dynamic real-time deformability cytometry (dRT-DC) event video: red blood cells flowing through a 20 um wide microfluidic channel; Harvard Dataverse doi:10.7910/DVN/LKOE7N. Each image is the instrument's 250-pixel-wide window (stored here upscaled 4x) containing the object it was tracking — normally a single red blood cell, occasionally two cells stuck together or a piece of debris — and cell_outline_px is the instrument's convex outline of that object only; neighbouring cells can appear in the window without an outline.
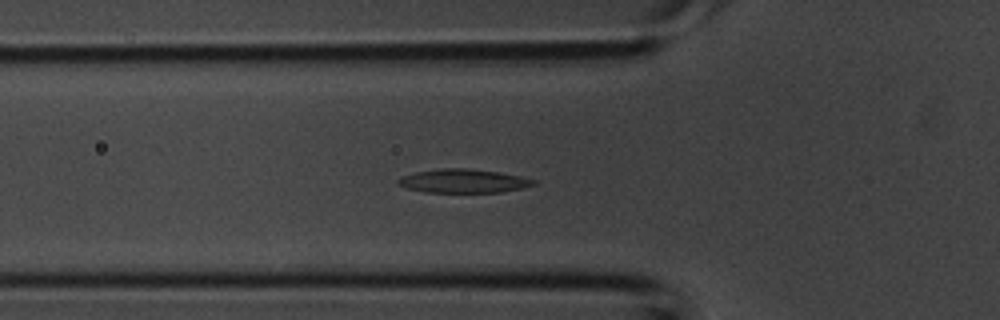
{"species": "common noctule bat (a hibernating species)", "species_latin": "Nyctalus noctula", "temperature_condition": "room temperature", "stored_images_in_passage": 36, "camera_frame_rate_fps": 3000, "um_per_image_px": 0.085, "animal": {"sex": "male", "body_mass_g": 20.1, "forearm_length_mm": 53.5}, "frame": {"image": 1, "passage_image": 10, "time_ms": 3.0, "image_size_px": [1000, 320], "cell_outline_px": [[536, 184], [524, 188], [500, 192], [424, 192], [408, 188], [400, 184], [396, 180], [400, 176], [416, 172], [440, 168], [468, 168], [500, 172], [520, 176], [536, 180]], "centroid_in_image_um": [39.41, 15.38], "position_along_channel_um": 86.4, "area_um2": 18.73}}
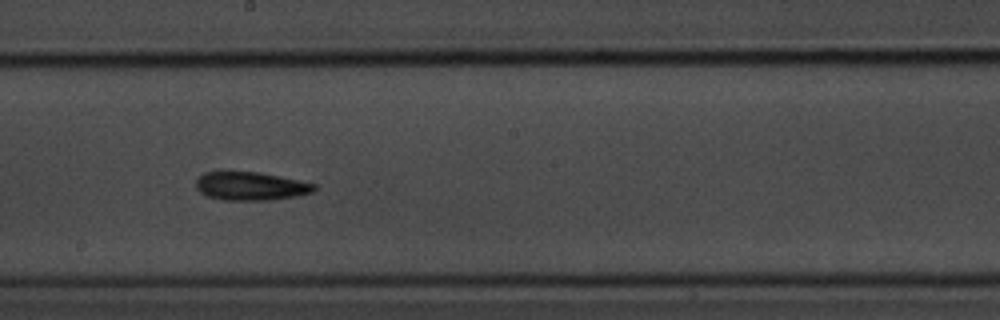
{"frame": {"image": 2, "passage_image": 18, "time_ms": 5.667, "image_size_px": [1000, 320], "cell_outline_px": [[316, 188], [312, 192], [296, 196], [272, 200], [224, 200], [208, 196], [200, 192], [196, 188], [196, 180], [204, 172], [228, 168], [260, 172], [300, 180], [316, 184]], "centroid_in_image_um": [21.26, 15.77], "position_along_channel_um": 226.9, "area_um2": 20.35}}
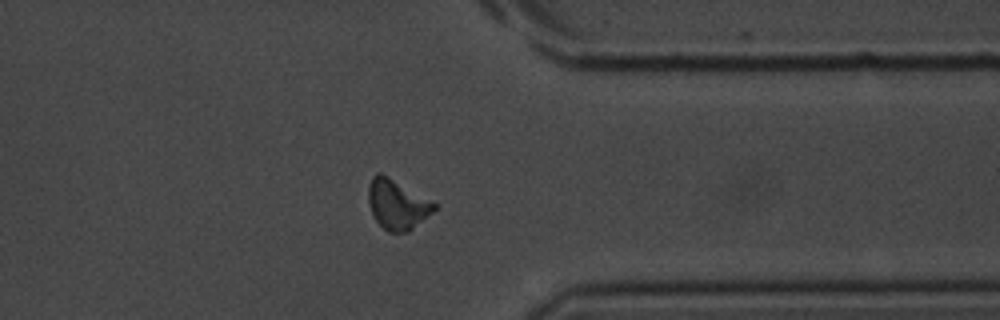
{"frame": {"image": 3, "passage_image": 27, "time_ms": 8.667, "image_size_px": [1000, 320], "cell_outline_px": [[440, 204], [432, 212], [408, 232], [388, 232], [376, 220], [372, 212], [368, 200], [368, 184], [372, 176], [376, 172], [380, 172], [388, 176]], "centroid_in_image_um": [33.77, 17.34], "position_along_channel_um": 377.6, "area_um2": 19.19}}